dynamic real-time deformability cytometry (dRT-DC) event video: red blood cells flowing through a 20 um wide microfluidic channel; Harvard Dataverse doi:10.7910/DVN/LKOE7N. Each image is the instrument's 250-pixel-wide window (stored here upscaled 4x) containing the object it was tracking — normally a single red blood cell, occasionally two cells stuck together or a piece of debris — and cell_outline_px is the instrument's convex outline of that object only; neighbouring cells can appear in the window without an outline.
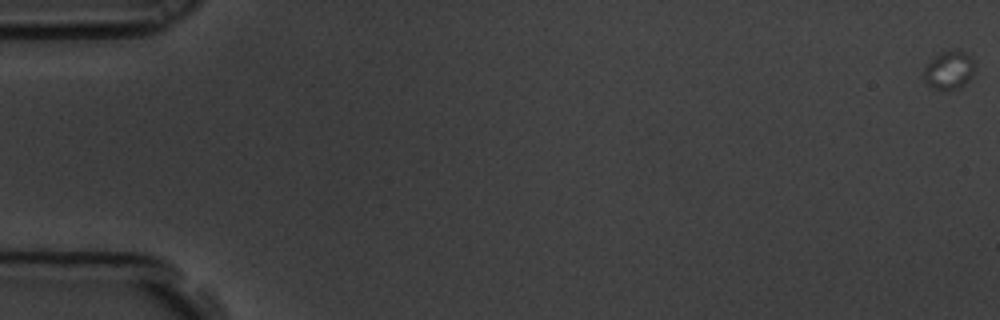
{"species": "common noctule bat (a hibernating species)", "species_latin": "Nyctalus noctula", "temperature_condition": "room temperature", "stored_images_in_passage": 4, "camera_frame_rate_fps": 3000, "um_per_image_px": 0.085, "animal": {"sex": "male", "body_mass_g": 19.5, "forearm_length_mm": 54.6}, "frame": {"image": 1, "passage_image": 1, "time_ms": 0.0, "image_size_px": [1000, 320], "cell_outline_px": [[972, 76], [964, 84], [956, 88], [932, 88], [928, 84], [924, 76], [924, 68], [940, 52], [956, 48], [964, 52], [972, 60]], "centroid_in_image_um": [80.65, 5.92], "position_along_channel_um": 4.3, "area_um2": 10.81}}